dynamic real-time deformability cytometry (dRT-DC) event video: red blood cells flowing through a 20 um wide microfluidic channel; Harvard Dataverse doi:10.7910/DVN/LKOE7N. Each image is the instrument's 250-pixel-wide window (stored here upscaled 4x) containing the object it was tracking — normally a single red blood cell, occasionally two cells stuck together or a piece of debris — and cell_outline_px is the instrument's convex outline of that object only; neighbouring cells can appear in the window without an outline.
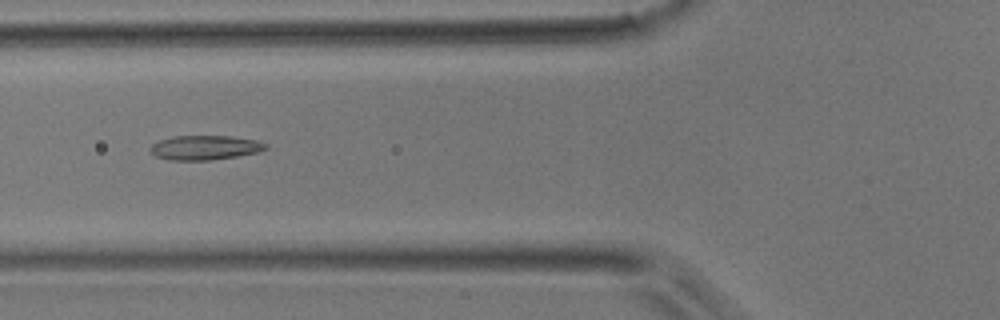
{"species": "common noctule bat (a hibernating species)", "species_latin": "Nyctalus noctula", "temperature_condition": "room temperature", "stored_images_in_passage": 18, "camera_frame_rate_fps": 3000, "um_per_image_px": 0.085, "animal": {"sex": "male", "body_mass_g": 17.9}, "frame": {"image": 1, "passage_image": 3, "time_ms": 0.667, "image_size_px": [1000, 320], "cell_outline_px": [[268, 148], [256, 152], [236, 156], [212, 160], [168, 160], [156, 156], [148, 148], [152, 144], [160, 140], [176, 136], [232, 136], [256, 140], [268, 144]], "centroid_in_image_um": [17.42, 12.54], "position_along_channel_um": 108.4, "area_um2": 16.36}}